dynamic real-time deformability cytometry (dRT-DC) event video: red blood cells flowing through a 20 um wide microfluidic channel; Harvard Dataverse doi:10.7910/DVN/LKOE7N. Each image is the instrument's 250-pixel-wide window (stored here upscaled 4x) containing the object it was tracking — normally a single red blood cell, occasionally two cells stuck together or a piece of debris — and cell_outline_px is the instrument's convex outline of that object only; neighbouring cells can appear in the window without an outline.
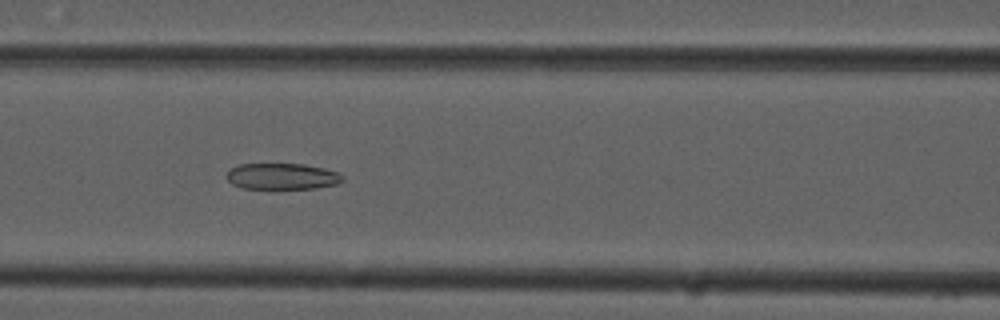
{"species": "common noctule bat (a hibernating species)", "species_latin": "Nyctalus noctula", "temperature_condition": "cold", "stored_images_in_passage": 7, "camera_frame_rate_fps": 3000, "um_per_image_px": 0.085, "animal": {"sex": "male", "forearm_length_mm": 52.5}, "frame": {"image": 1, "passage_image": 6, "time_ms": 1.667, "image_size_px": [1000, 320], "cell_outline_px": [[344, 180], [340, 184], [316, 188], [276, 192], [272, 192], [240, 188], [232, 184], [224, 176], [232, 168], [240, 164], [304, 164], [324, 168], [336, 172], [344, 176]], "centroid_in_image_um": [23.97, 15.06], "position_along_channel_um": 142.6, "area_um2": 18.9}}